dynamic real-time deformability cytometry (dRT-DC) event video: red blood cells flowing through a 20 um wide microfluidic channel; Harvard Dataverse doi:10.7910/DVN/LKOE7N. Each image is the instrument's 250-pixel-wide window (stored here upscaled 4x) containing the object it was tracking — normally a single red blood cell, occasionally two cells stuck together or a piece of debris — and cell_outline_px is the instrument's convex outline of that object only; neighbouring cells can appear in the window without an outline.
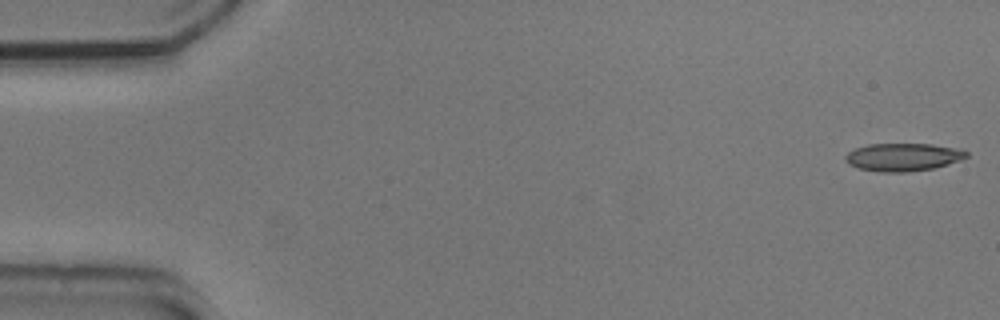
{"species": "common noctule bat (a hibernating species)", "species_latin": "Nyctalus noctula", "temperature_condition": "cold", "stored_images_in_passage": 10, "camera_frame_rate_fps": 3000, "um_per_image_px": 0.085, "animal": {"sex": "male", "body_mass_g": 20.5, "forearm_length_mm": 52.5}, "frame": {"image": 1, "passage_image": 1, "time_ms": 0.0, "image_size_px": [1000, 320], "cell_outline_px": [[968, 156], [960, 160], [948, 164], [932, 168], [908, 172], [880, 172], [860, 168], [848, 164], [844, 160], [844, 156], [848, 152], [856, 148], [868, 144], [932, 144], [952, 148], [968, 152]], "centroid_in_image_um": [76.71, 13.35], "position_along_channel_um": 8.3, "area_um2": 19.48}}